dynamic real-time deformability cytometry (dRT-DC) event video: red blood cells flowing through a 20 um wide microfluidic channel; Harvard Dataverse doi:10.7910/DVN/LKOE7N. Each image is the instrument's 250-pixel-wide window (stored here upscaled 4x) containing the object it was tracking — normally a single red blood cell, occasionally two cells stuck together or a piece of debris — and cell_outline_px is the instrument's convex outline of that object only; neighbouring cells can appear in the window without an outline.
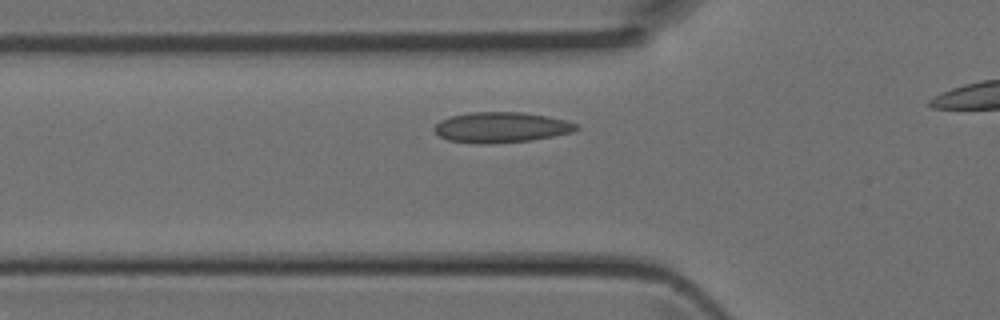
{"species": "Egyptian fruit bat (a non-hibernating species)", "species_latin": "Rousettus aegyptiacus", "temperature_condition": "room temperature", "stored_images_in_passage": 28, "camera_frame_rate_fps": 3000, "um_per_image_px": 0.085, "animal": {"sex": "female"}, "frame": {"image": 1, "passage_image": 2, "time_ms": 0.333, "image_size_px": [1000, 320], "cell_outline_px": [[580, 128], [572, 132], [532, 140], [488, 144], [480, 144], [448, 140], [440, 136], [432, 128], [440, 120], [448, 116], [468, 112], [524, 112], [548, 116], [580, 124]], "centroid_in_image_um": [42.59, 10.82], "position_along_channel_um": 83.2, "area_um2": 25.43}}
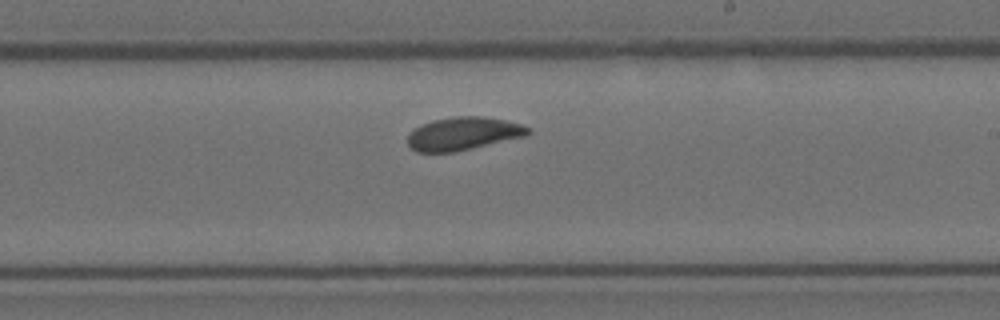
{"frame": {"image": 2, "passage_image": 13, "time_ms": 4.0, "image_size_px": [1000, 320], "cell_outline_px": [[532, 132], [528, 136], [456, 152], [416, 152], [408, 144], [408, 132], [412, 128], [420, 124], [432, 120], [456, 116], [484, 116], [504, 120], [520, 124], [532, 128]], "centroid_in_image_um": [39.39, 11.36], "position_along_channel_um": 249.6, "area_um2": 23.64}}
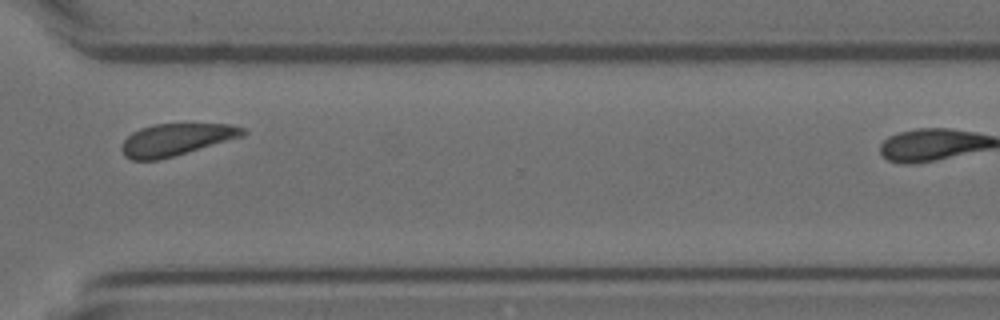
{"frame": {"image": 3, "passage_image": 20, "time_ms": 6.333, "image_size_px": [1000, 320], "cell_outline_px": [[248, 132], [244, 136], [160, 160], [132, 160], [124, 156], [120, 148], [124, 140], [132, 132], [140, 128], [156, 124], [232, 124], [244, 128]], "centroid_in_image_um": [14.97, 11.87], "position_along_channel_um": 355.6, "area_um2": 22.72}}